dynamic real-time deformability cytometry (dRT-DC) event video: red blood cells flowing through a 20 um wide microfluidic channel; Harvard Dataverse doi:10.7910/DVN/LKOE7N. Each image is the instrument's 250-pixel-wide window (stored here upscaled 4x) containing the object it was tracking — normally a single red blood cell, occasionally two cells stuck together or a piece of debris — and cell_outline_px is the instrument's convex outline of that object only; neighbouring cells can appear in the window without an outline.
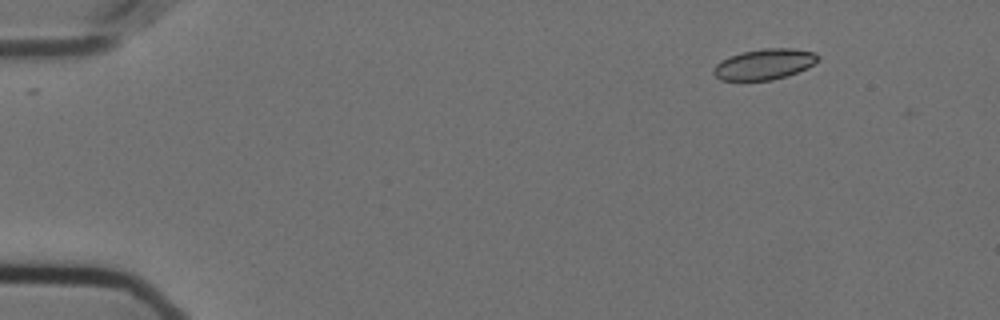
{"species": "Egyptian fruit bat (a non-hibernating species)", "species_latin": "Rousettus aegyptiacus", "temperature_condition": "cold", "stored_images_in_passage": 10, "camera_frame_rate_fps": 3000, "um_per_image_px": 0.085, "animal": {"sex": "female"}, "frame": {"image": 1, "passage_image": 1, "time_ms": 0.0, "image_size_px": [1000, 320], "cell_outline_px": [[820, 56], [808, 68], [788, 76], [772, 80], [720, 80], [712, 72], [712, 68], [720, 60], [728, 56], [744, 52], [764, 48], [792, 48], [816, 52]], "centroid_in_image_um": [64.96, 5.46], "position_along_channel_um": 20.0, "area_um2": 18.79}}